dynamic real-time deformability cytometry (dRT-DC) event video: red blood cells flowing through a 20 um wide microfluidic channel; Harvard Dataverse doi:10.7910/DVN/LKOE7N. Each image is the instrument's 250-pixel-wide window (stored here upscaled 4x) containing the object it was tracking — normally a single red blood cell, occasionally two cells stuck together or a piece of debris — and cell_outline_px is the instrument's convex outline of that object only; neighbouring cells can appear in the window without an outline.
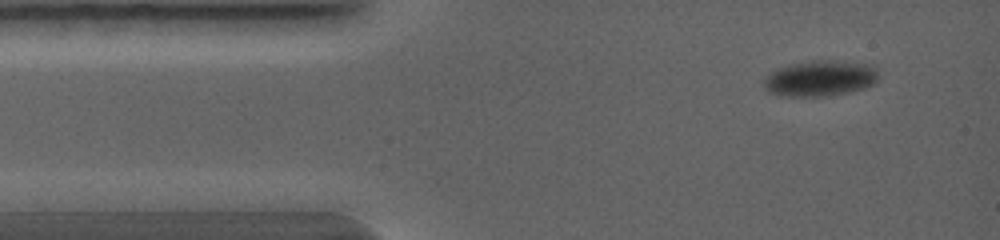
{"species": "common noctule bat (a hibernating species)", "species_latin": "Nyctalus noctula", "temperature_condition": "warm", "stored_images_in_passage": 5, "camera_frame_rate_fps": 5000, "um_per_image_px": 0.085, "animal": {"sex": "female", "body_mass_g": 19.0, "forearm_length_mm": 56.7}, "frame": {"image": 1, "passage_image": 1, "time_ms": 0.0, "image_size_px": [1000, 240], "cell_outline_px": [[876, 80], [872, 84], [864, 88], [848, 92], [824, 96], [780, 96], [768, 92], [764, 88], [764, 80], [776, 68], [788, 64], [812, 60], [832, 60], [872, 64], [876, 68]], "centroid_in_image_um": [69.68, 6.65], "position_along_channel_um": 15.3, "area_um2": 23.93}}
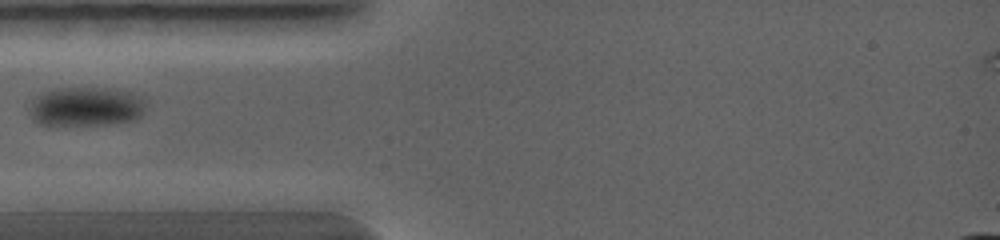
{"frame": {"image": 2, "passage_image": 4, "time_ms": 2.0, "image_size_px": [1000, 240], "cell_outline_px": [[144, 112], [136, 120], [108, 124], [40, 124], [32, 120], [24, 108], [40, 92], [52, 88], [116, 88], [132, 92], [144, 100]], "centroid_in_image_um": [7.23, 9.04], "position_along_channel_um": 77.8, "area_um2": 27.17}}
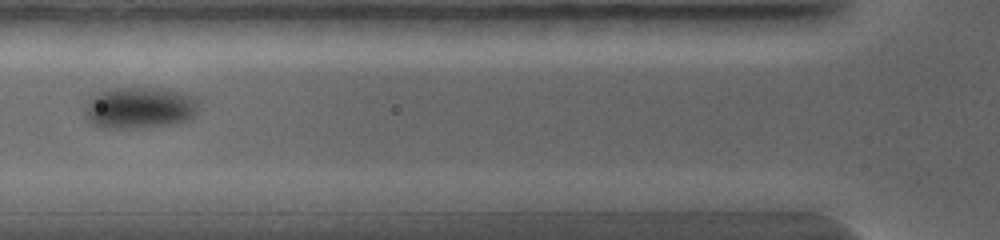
{"frame": {"image": 3, "passage_image": 5, "time_ms": 2.6, "image_size_px": [1000, 240], "cell_outline_px": [[200, 104], [196, 112], [188, 120], [176, 124], [132, 128], [100, 128], [92, 124], [88, 120], [84, 100], [100, 92], [112, 88], [160, 88], [180, 92], [196, 96], [200, 100]], "centroid_in_image_um": [11.88, 9.16], "position_along_channel_um": 113.9, "area_um2": 27.92}}